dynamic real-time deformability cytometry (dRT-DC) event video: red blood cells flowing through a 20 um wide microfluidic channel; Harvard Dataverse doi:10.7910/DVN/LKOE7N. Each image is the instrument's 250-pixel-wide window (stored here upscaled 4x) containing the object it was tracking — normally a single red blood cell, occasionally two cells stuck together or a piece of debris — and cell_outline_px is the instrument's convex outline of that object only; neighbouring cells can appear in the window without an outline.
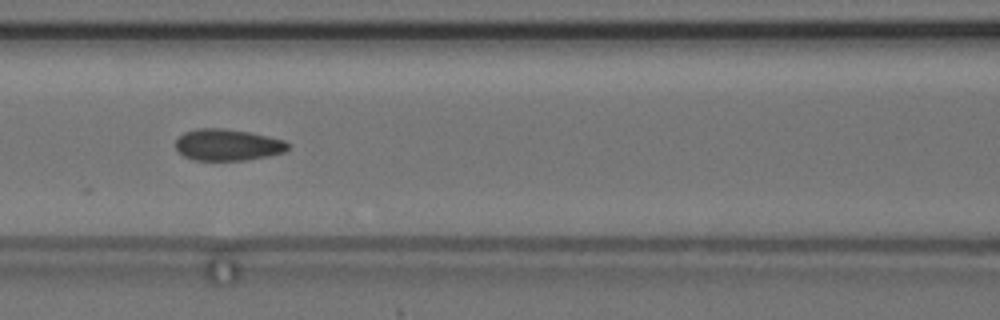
{"species": "common noctule bat (a hibernating species)", "species_latin": "Nyctalus noctula", "temperature_condition": "cold", "stored_images_in_passage": 6, "camera_frame_rate_fps": 3000, "um_per_image_px": 0.085, "animal": {"sex": "female", "body_mass_g": 24.6, "forearm_length_mm": 56.2}, "frame": {"image": 1, "passage_image": 5, "time_ms": 5.0, "image_size_px": [1000, 320], "cell_outline_px": [[292, 144], [284, 152], [268, 156], [244, 160], [192, 160], [184, 156], [176, 148], [176, 140], [184, 132], [196, 128], [224, 128], [248, 132], [268, 136], [284, 140]], "centroid_in_image_um": [19.36, 12.31], "position_along_channel_um": 147.2, "area_um2": 20.69}}